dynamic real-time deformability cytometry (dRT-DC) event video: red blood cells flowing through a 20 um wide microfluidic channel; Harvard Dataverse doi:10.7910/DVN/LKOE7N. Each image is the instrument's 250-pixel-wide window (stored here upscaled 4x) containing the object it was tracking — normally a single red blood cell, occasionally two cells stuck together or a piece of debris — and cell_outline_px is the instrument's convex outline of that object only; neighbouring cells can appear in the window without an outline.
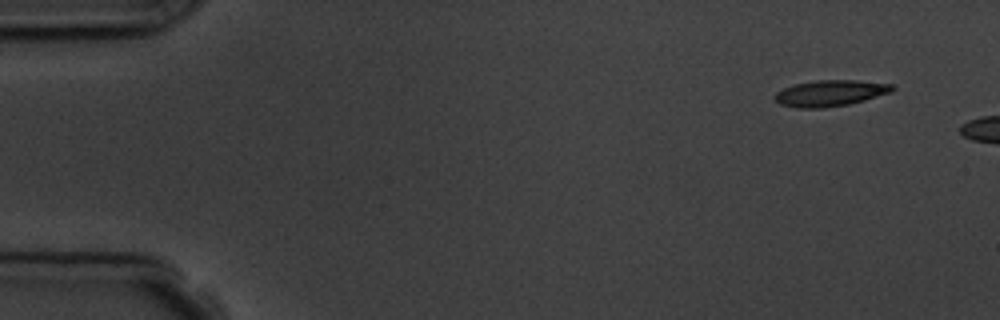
{"species": "common noctule bat (a hibernating species)", "species_latin": "Nyctalus noctula", "temperature_condition": "room temperature", "stored_images_in_passage": 3, "camera_frame_rate_fps": 3000, "um_per_image_px": 0.085, "animal": {"sex": "male", "body_mass_g": 19.5, "forearm_length_mm": 54.6}, "frame": {"image": 1, "passage_image": 1, "time_ms": 0.0, "image_size_px": [1000, 320], "cell_outline_px": [[896, 88], [892, 92], [864, 100], [848, 104], [824, 108], [796, 108], [780, 104], [776, 100], [776, 92], [784, 88], [796, 84], [816, 80], [856, 80], [892, 84]], "centroid_in_image_um": [70.6, 7.92], "position_along_channel_um": 14.4, "area_um2": 17.8}}